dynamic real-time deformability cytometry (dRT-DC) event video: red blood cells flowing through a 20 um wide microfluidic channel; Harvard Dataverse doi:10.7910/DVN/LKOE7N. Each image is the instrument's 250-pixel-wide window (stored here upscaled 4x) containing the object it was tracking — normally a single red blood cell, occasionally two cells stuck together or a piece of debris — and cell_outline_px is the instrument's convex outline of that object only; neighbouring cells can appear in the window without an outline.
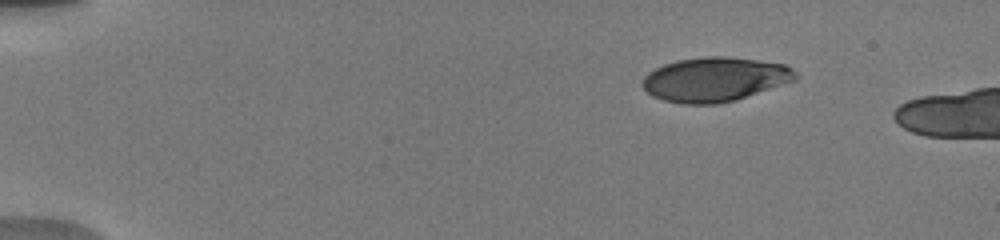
{"species": "human", "species_latin": "Homo sapiens", "temperature_condition": "warm", "stored_images_in_passage": 8, "camera_frame_rate_fps": 3000, "um_per_image_px": 0.085, "donor": {"sex": "male"}, "frame": {"image": 1, "passage_image": 1, "time_ms": 0.0, "image_size_px": [1000, 240], "cell_outline_px": [[796, 80], [736, 100], [720, 104], [680, 104], [664, 100], [652, 96], [640, 84], [644, 76], [648, 72], [664, 64], [676, 60], [704, 56], [728, 56], [784, 64], [792, 68], [796, 72]], "centroid_in_image_um": [60.73, 6.75], "position_along_channel_um": 24.3, "area_um2": 39.71}}